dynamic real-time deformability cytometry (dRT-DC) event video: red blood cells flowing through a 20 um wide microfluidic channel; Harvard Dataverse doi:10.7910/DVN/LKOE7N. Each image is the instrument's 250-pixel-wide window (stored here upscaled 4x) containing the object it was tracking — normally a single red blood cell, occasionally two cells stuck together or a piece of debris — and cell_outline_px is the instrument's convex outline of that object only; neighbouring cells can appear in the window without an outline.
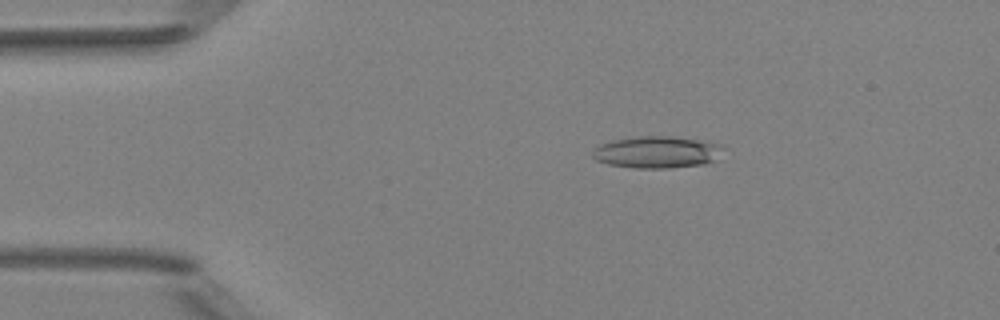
{"species": "Egyptian fruit bat (a non-hibernating species)", "species_latin": "Rousettus aegyptiacus", "temperature_condition": "room temperature", "stored_images_in_passage": 4, "camera_frame_rate_fps": 3000, "um_per_image_px": 0.085, "animal": {"sex": "female"}, "frame": {"image": 1, "passage_image": 2, "time_ms": 1.333, "image_size_px": [1000, 320], "cell_outline_px": [[724, 148], [712, 160], [704, 164], [668, 168], [636, 168], [608, 164], [596, 160], [592, 156], [592, 148], [600, 144], [612, 140], [640, 136], [672, 136], [720, 144]], "centroid_in_image_um": [55.76, 12.93], "position_along_channel_um": 29.2, "area_um2": 24.04}}
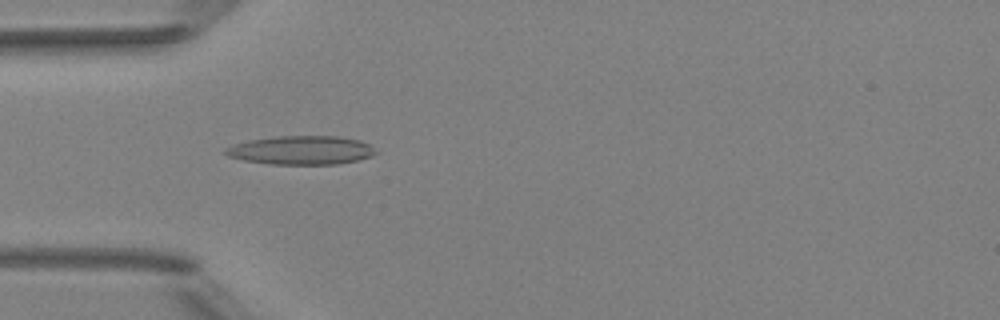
{"frame": {"image": 2, "passage_image": 4, "time_ms": 3.333, "image_size_px": [1000, 320], "cell_outline_px": [[376, 152], [372, 156], [356, 160], [336, 164], [272, 164], [244, 160], [228, 156], [224, 152], [224, 148], [236, 144], [252, 140], [276, 136], [336, 136], [360, 140], [368, 144]], "centroid_in_image_um": [25.6, 12.76], "position_along_channel_um": 59.4, "area_um2": 24.8}}